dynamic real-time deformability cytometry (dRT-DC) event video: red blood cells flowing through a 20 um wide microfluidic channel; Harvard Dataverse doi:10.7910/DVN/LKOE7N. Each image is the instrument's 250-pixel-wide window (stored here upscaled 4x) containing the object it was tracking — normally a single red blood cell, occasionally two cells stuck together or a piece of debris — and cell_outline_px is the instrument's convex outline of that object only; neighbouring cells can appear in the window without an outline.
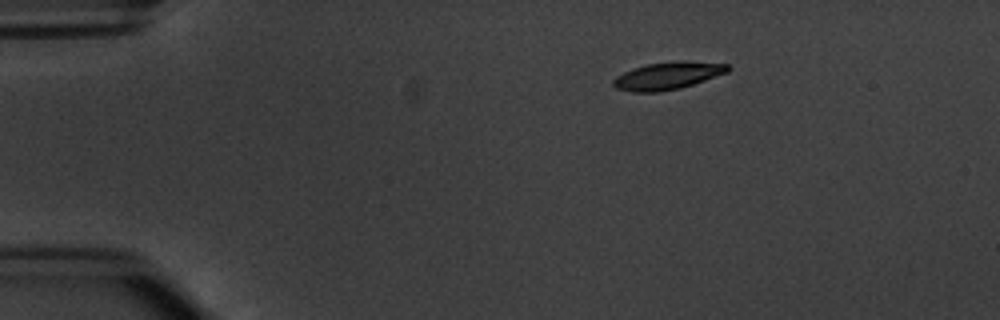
{"species": "common noctule bat (a hibernating species)", "species_latin": "Nyctalus noctula", "temperature_condition": "warm", "stored_images_in_passage": 3, "camera_frame_rate_fps": 3000, "um_per_image_px": 0.085, "animal": {"sex": "male", "body_mass_g": 20.1, "forearm_length_mm": 53.5}, "frame": {"image": 1, "passage_image": 1, "time_ms": 0.0, "image_size_px": [1000, 320], "cell_outline_px": [[732, 68], [728, 72], [680, 88], [660, 92], [632, 92], [616, 88], [612, 84], [612, 80], [616, 76], [624, 72], [648, 64], [680, 60], [728, 64]], "centroid_in_image_um": [56.76, 6.44], "position_along_channel_um": 28.2, "area_um2": 18.21}}